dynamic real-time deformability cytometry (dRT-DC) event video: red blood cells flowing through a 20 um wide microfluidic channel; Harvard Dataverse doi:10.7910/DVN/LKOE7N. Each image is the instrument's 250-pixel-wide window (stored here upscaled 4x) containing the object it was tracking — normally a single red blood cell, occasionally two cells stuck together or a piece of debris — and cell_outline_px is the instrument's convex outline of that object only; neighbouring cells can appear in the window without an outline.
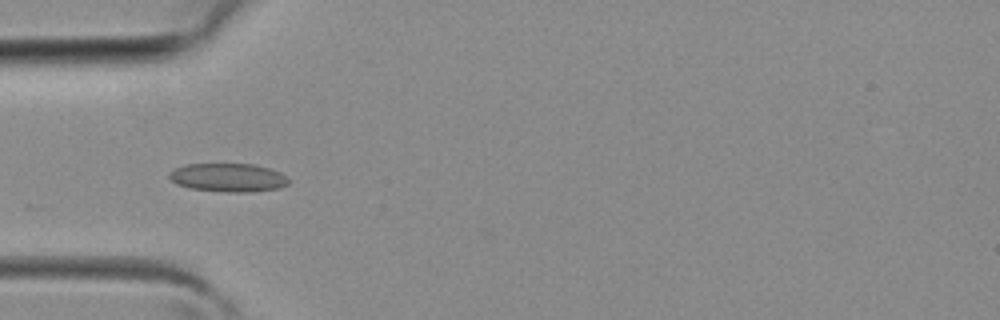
{"species": "common noctule bat (a hibernating species)", "species_latin": "Nyctalus noctula", "temperature_condition": "room temperature", "stored_images_in_passage": 28, "camera_frame_rate_fps": 3000, "um_per_image_px": 0.085, "animal": {"sex": "female", "body_mass_g": 19.3, "forearm_length_mm": 54.1}, "frame": {"image": 1, "passage_image": 1, "time_ms": 0.0, "image_size_px": [1000, 320], "cell_outline_px": [[288, 184], [280, 188], [252, 192], [228, 192], [188, 188], [176, 184], [168, 176], [168, 172], [184, 164], [252, 164], [268, 168], [280, 172], [288, 180]], "centroid_in_image_um": [19.36, 15.1], "position_along_channel_um": 65.6, "area_um2": 19.83}}
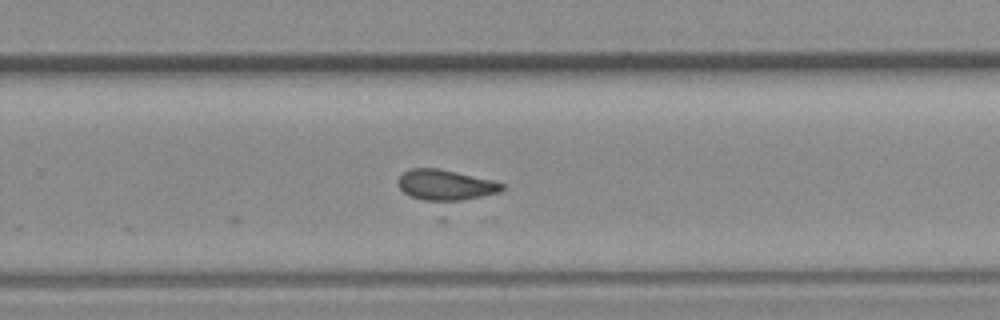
{"frame": {"image": 2, "passage_image": 14, "time_ms": 4.333, "image_size_px": [1000, 320], "cell_outline_px": [[504, 188], [500, 192], [444, 204], [440, 204], [424, 200], [412, 196], [404, 192], [400, 188], [396, 180], [408, 168], [436, 168], [456, 172], [492, 180], [504, 184]], "centroid_in_image_um": [37.84, 15.75], "position_along_channel_um": 292.0, "area_um2": 18.84}}
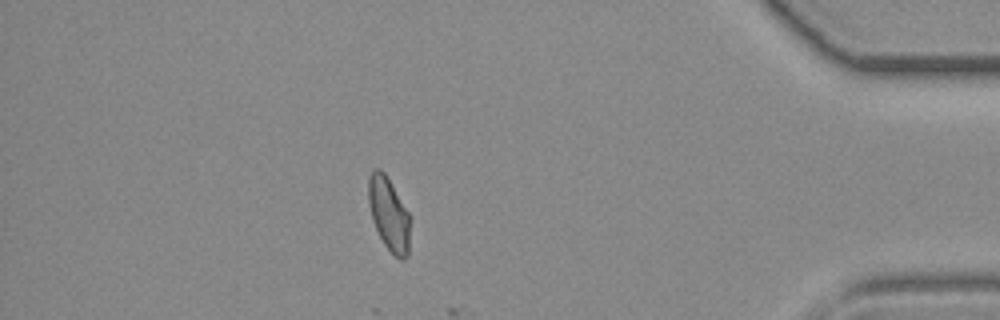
{"frame": {"image": 3, "passage_image": 23, "time_ms": 7.333, "image_size_px": [1000, 320], "cell_outline_px": [[408, 256], [404, 260], [400, 260], [384, 244], [372, 220], [368, 204], [368, 176], [372, 168], [380, 168], [384, 172], [408, 212]], "centroid_in_image_um": [33.0, 18.15], "position_along_channel_um": 402.2, "area_um2": 17.46}}